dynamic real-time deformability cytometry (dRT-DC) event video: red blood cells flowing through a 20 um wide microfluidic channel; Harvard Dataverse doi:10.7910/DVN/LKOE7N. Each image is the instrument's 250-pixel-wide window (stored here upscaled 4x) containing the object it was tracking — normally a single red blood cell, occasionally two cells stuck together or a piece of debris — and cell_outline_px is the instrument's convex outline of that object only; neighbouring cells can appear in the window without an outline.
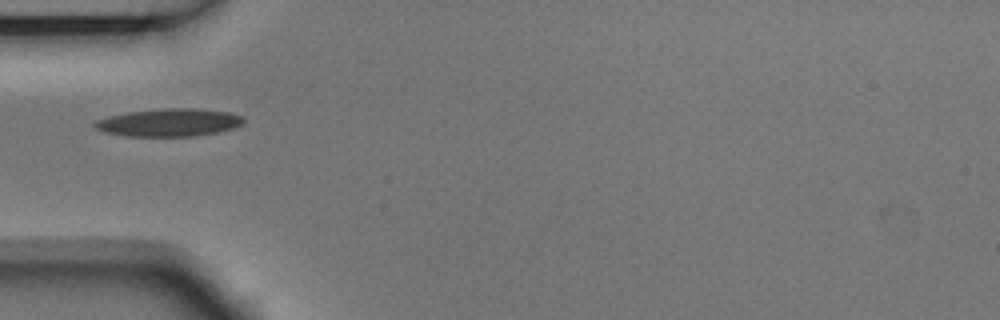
{"species": "Egyptian fruit bat (a non-hibernating species)", "species_latin": "Rousettus aegyptiacus", "temperature_condition": "room temperature", "stored_images_in_passage": 38, "camera_frame_rate_fps": 3000, "um_per_image_px": 0.085, "animal": {"sex": "male"}, "frame": {"image": 1, "passage_image": 1, "time_ms": 0.0, "image_size_px": [1000, 320], "cell_outline_px": [[244, 120], [240, 124], [232, 128], [216, 132], [192, 136], [128, 136], [104, 132], [96, 128], [92, 124], [96, 120], [128, 112], [164, 108], [196, 108], [228, 112], [244, 116]], "centroid_in_image_um": [14.37, 10.41], "position_along_channel_um": 70.6, "area_um2": 23.81}}
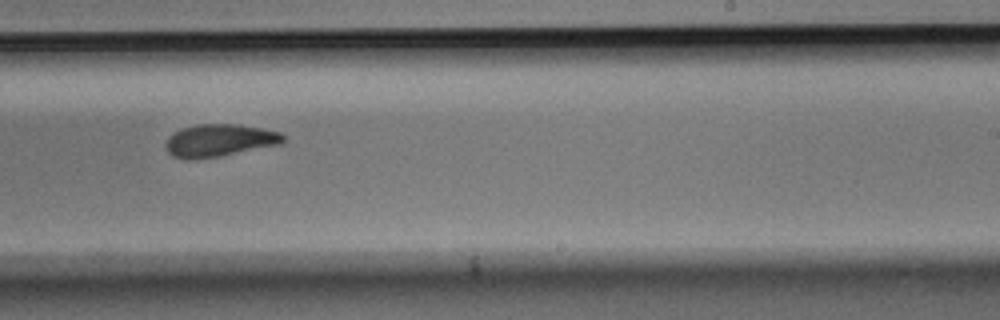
{"frame": {"image": 2, "passage_image": 17, "time_ms": 5.333, "image_size_px": [1000, 320], "cell_outline_px": [[284, 140], [280, 144], [220, 156], [192, 160], [188, 160], [172, 156], [168, 152], [164, 144], [168, 136], [172, 132], [180, 128], [196, 124], [236, 124], [260, 128], [280, 132], [284, 136]], "centroid_in_image_um": [18.58, 11.93], "position_along_channel_um": 270.4, "area_um2": 22.37}}
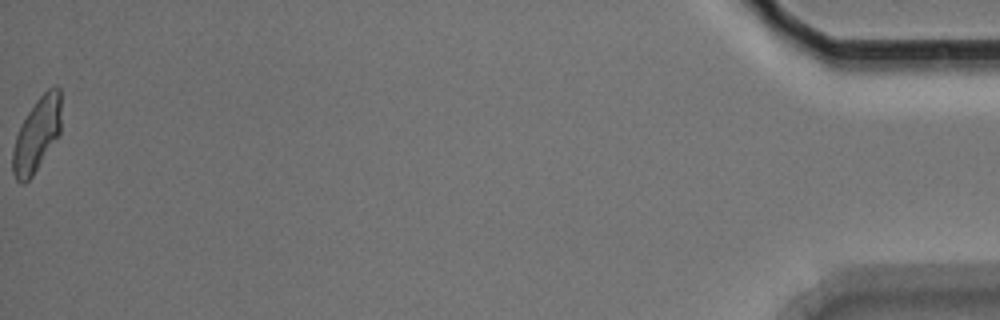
{"frame": {"image": 3, "passage_image": 38, "time_ms": 12.333, "image_size_px": [1000, 320], "cell_outline_px": [[60, 132], [32, 176], [24, 184], [20, 184], [16, 180], [12, 172], [12, 152], [16, 136], [20, 124], [36, 100], [48, 88], [56, 84], [60, 88]], "centroid_in_image_um": [3.11, 11.43], "position_along_channel_um": 432.1, "area_um2": 20.75}, "authors_computed_cell_mechanics": {"area_um2": 22.1374, "velocity_mm_per_s": 3.7349, "shape_relaxation_time_tau1_ms": 5.8917, "shape_relaxation_time_tau2_ms": 7.0074, "deformation_change_tau1": 0.1639, "deformation_change_tau2": 0.1542}}